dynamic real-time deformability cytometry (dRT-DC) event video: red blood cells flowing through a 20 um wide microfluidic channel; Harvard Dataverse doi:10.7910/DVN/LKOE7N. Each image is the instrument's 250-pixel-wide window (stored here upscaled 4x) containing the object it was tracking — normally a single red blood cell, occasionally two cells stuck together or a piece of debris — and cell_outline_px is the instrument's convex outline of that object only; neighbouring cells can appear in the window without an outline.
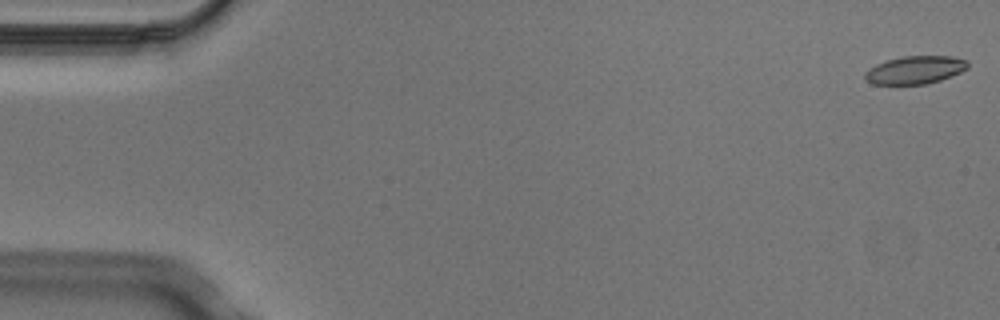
{"species": "Egyptian fruit bat (a non-hibernating species)", "species_latin": "Rousettus aegyptiacus", "temperature_condition": "cold", "stored_images_in_passage": 3, "camera_frame_rate_fps": 3000, "um_per_image_px": 0.085, "animal": {"sex": "male"}, "frame": {"image": 1, "passage_image": 1, "time_ms": 0.0, "image_size_px": [1000, 320], "cell_outline_px": [[968, 68], [960, 72], [940, 80], [924, 84], [872, 84], [864, 80], [864, 76], [876, 64], [888, 60], [904, 56], [952, 56], [968, 60]], "centroid_in_image_um": [77.81, 5.94], "position_along_channel_um": 7.2, "area_um2": 16.53}}